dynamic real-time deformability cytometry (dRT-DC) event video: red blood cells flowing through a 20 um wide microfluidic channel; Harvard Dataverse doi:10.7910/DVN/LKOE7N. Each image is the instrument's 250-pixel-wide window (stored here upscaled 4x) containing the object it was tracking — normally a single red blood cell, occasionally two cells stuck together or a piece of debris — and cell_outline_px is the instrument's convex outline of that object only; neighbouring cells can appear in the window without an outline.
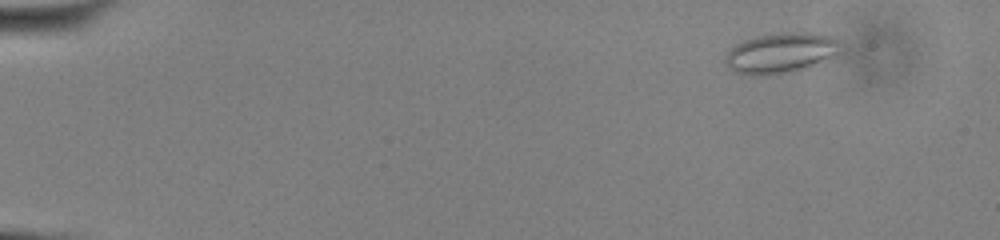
{"species": "common noctule bat (a hibernating species)", "species_latin": "Nyctalus noctula", "temperature_condition": "cold", "stored_images_in_passage": 55, "camera_frame_rate_fps": 3000, "um_per_image_px": 0.085, "animal": {"sex": "male", "body_mass_g": 13.0, "forearm_length_mm": 53.1}, "frame": {"image": 1, "passage_image": 7, "time_ms": 2.0, "image_size_px": [1000, 240], "cell_outline_px": [[840, 52], [804, 68], [792, 72], [756, 76], [752, 76], [736, 72], [728, 68], [724, 64], [724, 56], [736, 44], [744, 40], [756, 36], [784, 32], [812, 32], [832, 36], [836, 40]], "centroid_in_image_um": [66.29, 4.5], "position_along_channel_um": 18.7, "area_um2": 26.88}}
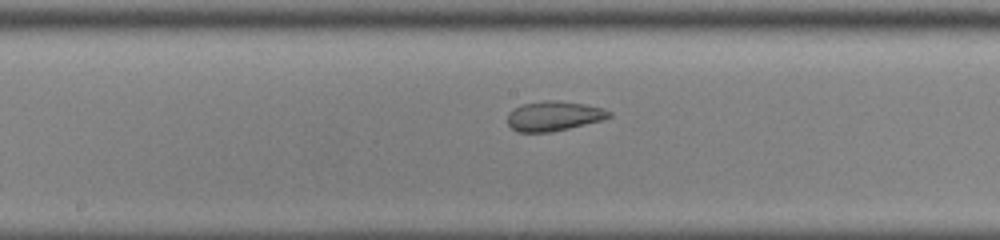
{"frame": {"image": 2, "passage_image": 31, "time_ms": 10.0, "image_size_px": [1000, 240], "cell_outline_px": [[612, 116], [604, 120], [552, 132], [516, 132], [508, 124], [508, 112], [524, 104], [544, 100], [556, 100], [584, 104], [600, 108], [612, 112]], "centroid_in_image_um": [47.09, 9.87], "position_along_channel_um": 201.1, "area_um2": 17.57}}
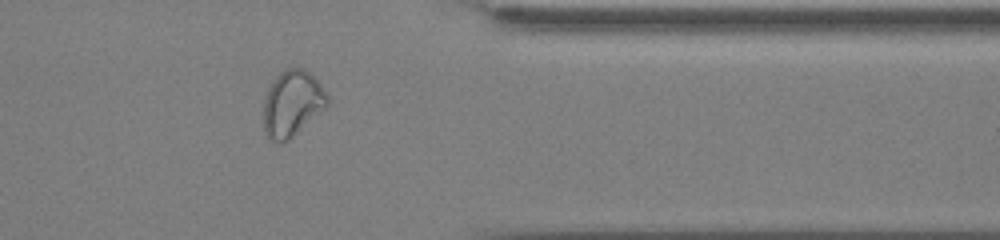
{"frame": {"image": 3, "passage_image": 46, "time_ms": 15.0, "image_size_px": [1000, 240], "cell_outline_px": [[328, 104], [324, 108], [288, 140], [272, 140], [264, 132], [260, 116], [264, 100], [268, 88], [276, 76], [280, 72], [288, 68], [304, 68], [320, 84], [328, 96]], "centroid_in_image_um": [24.77, 8.78], "position_along_channel_um": 386.6, "area_um2": 24.33}, "authors_computed_cell_mechanics": {"area_um2": 23.7558, "velocity_mm_per_s": 3.8731, "shape_relaxation_time_tau1_ms": null, "shape_relaxation_time_tau2_ms": 1.4843, "deformation_change_tau1": null, "deformation_change_tau2": 0.0603}}